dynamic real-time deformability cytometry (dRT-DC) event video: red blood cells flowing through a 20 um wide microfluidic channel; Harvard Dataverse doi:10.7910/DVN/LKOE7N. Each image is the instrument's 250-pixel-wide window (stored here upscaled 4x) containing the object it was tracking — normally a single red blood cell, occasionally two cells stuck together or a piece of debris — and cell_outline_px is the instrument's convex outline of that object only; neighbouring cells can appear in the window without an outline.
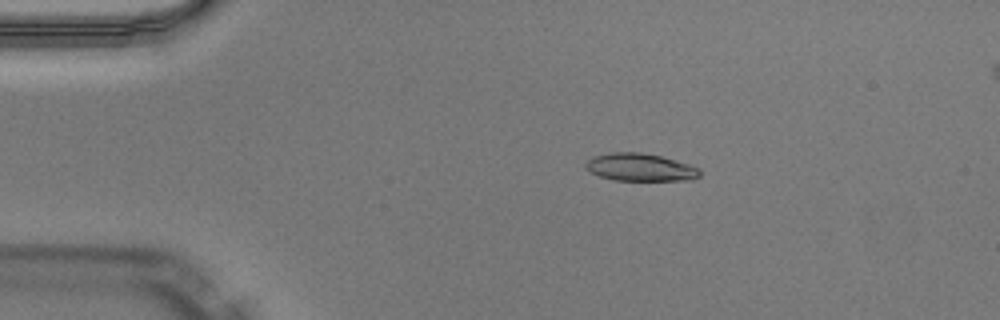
{"species": "Egyptian fruit bat (a non-hibernating species)", "species_latin": "Rousettus aegyptiacus", "temperature_condition": "warm", "stored_images_in_passage": 49, "camera_frame_rate_fps": 3000, "um_per_image_px": 0.085, "animal": {"sex": "male"}, "frame": {"image": 1, "passage_image": 9, "time_ms": 2.667, "image_size_px": [1000, 320], "cell_outline_px": [[700, 176], [692, 180], [612, 180], [600, 176], [584, 168], [584, 164], [592, 156], [608, 152], [640, 152], [660, 156], [688, 164], [700, 168]], "centroid_in_image_um": [54.39, 14.21], "position_along_channel_um": 30.6, "area_um2": 18.44}}
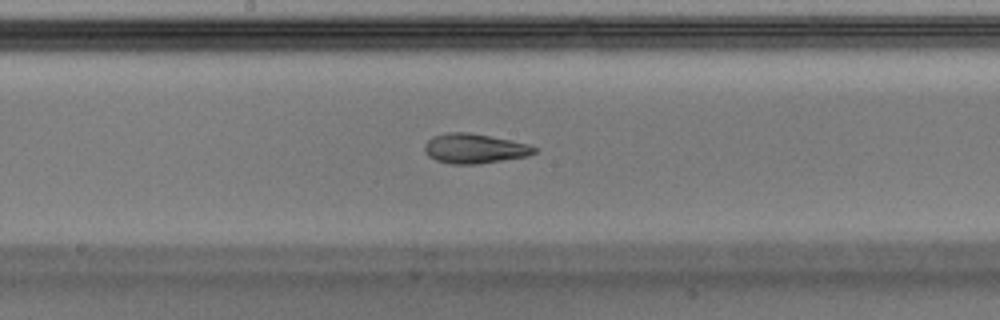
{"frame": {"image": 2, "passage_image": 26, "time_ms": 8.333, "image_size_px": [1000, 320], "cell_outline_px": [[536, 152], [528, 156], [480, 164], [452, 164], [436, 160], [428, 156], [424, 152], [424, 144], [432, 136], [448, 132], [468, 132], [528, 144], [536, 148]], "centroid_in_image_um": [40.29, 12.63], "position_along_channel_um": 207.9, "area_um2": 18.96}}
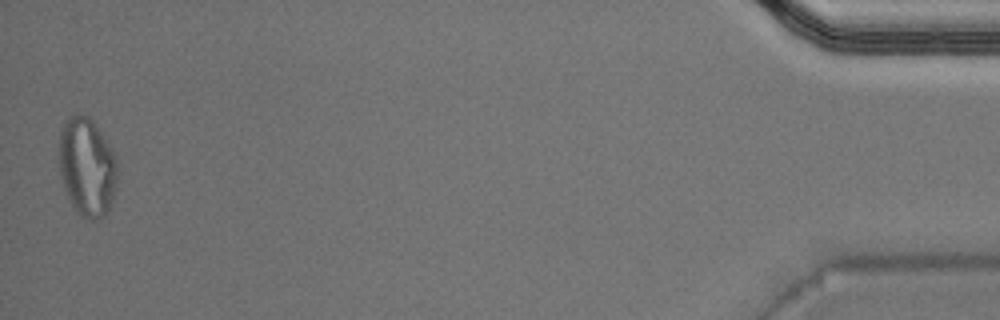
{"frame": {"image": 3, "passage_image": 49, "time_ms": 16.0, "image_size_px": [1000, 320], "cell_outline_px": [[116, 180], [112, 200], [108, 212], [104, 216], [96, 220], [92, 220], [80, 216], [76, 212], [68, 200], [60, 176], [60, 132], [64, 124], [76, 112], [80, 112], [88, 116], [92, 120], [112, 148], [116, 160]], "centroid_in_image_um": [7.39, 14.22], "position_along_channel_um": 427.8, "area_um2": 33.47}, "authors_computed_cell_mechanics": {"area_um2": 18.9006, "velocity_mm_per_s": 4.0443, "shape_relaxation_time_tau1_ms": 7.284, "shape_relaxation_time_tau2_ms": 2.6629, "deformation_change_tau1": 0.2437, "deformation_change_tau2": 0.0884}}